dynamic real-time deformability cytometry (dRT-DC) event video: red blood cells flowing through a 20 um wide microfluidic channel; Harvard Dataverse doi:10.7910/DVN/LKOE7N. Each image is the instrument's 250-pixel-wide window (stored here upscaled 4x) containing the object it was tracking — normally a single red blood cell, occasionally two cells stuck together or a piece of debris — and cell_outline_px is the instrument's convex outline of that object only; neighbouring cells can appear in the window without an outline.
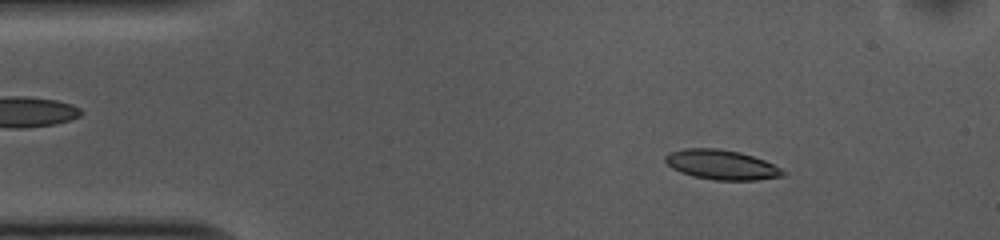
{"species": "common noctule bat (a hibernating species)", "species_latin": "Nyctalus noctula", "temperature_condition": "cold", "stored_images_in_passage": 12, "camera_frame_rate_fps": 3000, "um_per_image_px": 0.085, "animal": {"sex": "female", "body_mass_g": 10.0, "forearm_length_mm": 53.1}, "frame": {"image": 1, "passage_image": 6, "time_ms": 1.667, "image_size_px": [1000, 240], "cell_outline_px": [[788, 172], [784, 176], [756, 180], [716, 180], [692, 176], [680, 172], [672, 168], [664, 160], [664, 156], [668, 152], [684, 148], [720, 148], [740, 152], [764, 160]], "centroid_in_image_um": [61.31, 14.0], "position_along_channel_um": 23.7, "area_um2": 20.52}}